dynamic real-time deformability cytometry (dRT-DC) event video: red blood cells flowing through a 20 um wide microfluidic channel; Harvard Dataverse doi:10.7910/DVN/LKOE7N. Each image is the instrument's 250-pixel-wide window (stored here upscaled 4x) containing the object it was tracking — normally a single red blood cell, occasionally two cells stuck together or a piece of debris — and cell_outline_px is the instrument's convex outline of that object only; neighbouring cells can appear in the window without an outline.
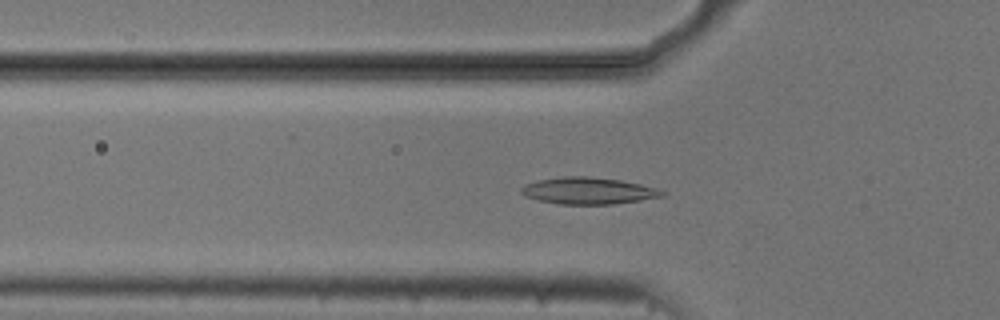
{"species": "common noctule bat (a hibernating species)", "species_latin": "Nyctalus noctula", "temperature_condition": "cold", "stored_images_in_passage": 52, "camera_frame_rate_fps": 3000, "um_per_image_px": 0.085, "animal": {"sex": "male", "body_mass_g": 20.5, "forearm_length_mm": 52.5}, "frame": {"image": 1, "passage_image": 17, "time_ms": 5.333, "image_size_px": [1000, 320], "cell_outline_px": [[668, 192], [664, 196], [640, 200], [612, 204], [560, 204], [540, 200], [524, 196], [520, 192], [520, 188], [524, 184], [540, 180], [564, 176], [584, 176], [620, 180], [640, 184], [656, 188]], "centroid_in_image_um": [50.01, 16.21], "position_along_channel_um": 75.8, "area_um2": 21.85}}
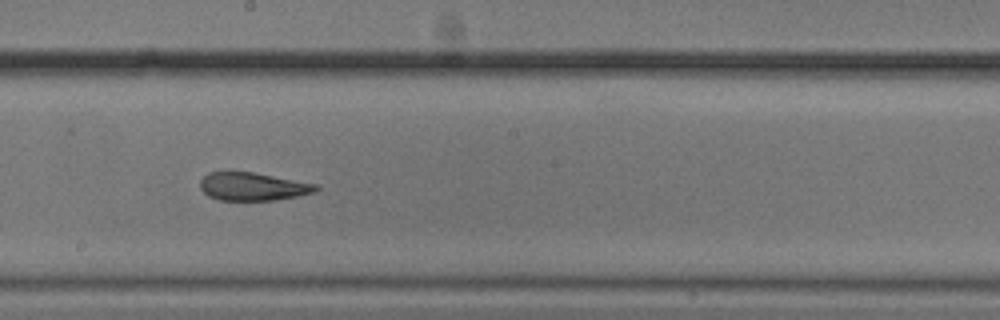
{"frame": {"image": 2, "passage_image": 29, "time_ms": 9.333, "image_size_px": [1000, 320], "cell_outline_px": [[320, 188], [312, 192], [296, 196], [276, 200], [220, 200], [208, 196], [200, 188], [200, 180], [208, 172], [252, 172], [316, 184]], "centroid_in_image_um": [21.44, 15.86], "position_along_channel_um": 226.8, "area_um2": 18.67}}
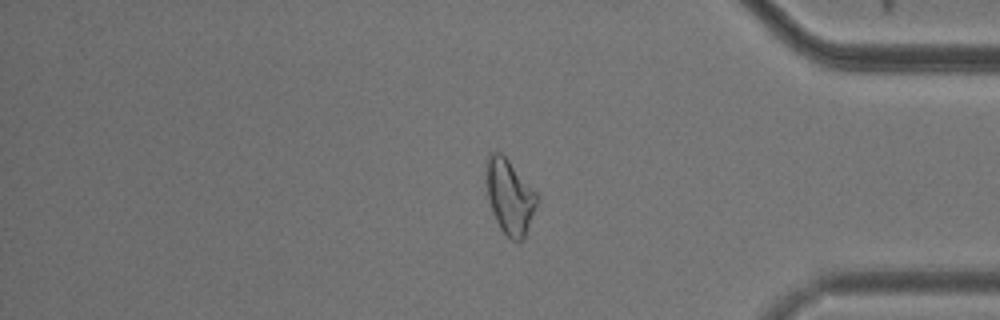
{"frame": {"image": 3, "passage_image": 44, "time_ms": 14.333, "image_size_px": [1000, 320], "cell_outline_px": [[540, 200], [524, 236], [520, 244], [512, 240], [500, 228], [492, 212], [488, 200], [484, 172], [484, 168], [488, 152], [500, 152], [508, 160], [540, 196]], "centroid_in_image_um": [43.31, 16.69], "position_along_channel_um": 391.9, "area_um2": 22.48}}